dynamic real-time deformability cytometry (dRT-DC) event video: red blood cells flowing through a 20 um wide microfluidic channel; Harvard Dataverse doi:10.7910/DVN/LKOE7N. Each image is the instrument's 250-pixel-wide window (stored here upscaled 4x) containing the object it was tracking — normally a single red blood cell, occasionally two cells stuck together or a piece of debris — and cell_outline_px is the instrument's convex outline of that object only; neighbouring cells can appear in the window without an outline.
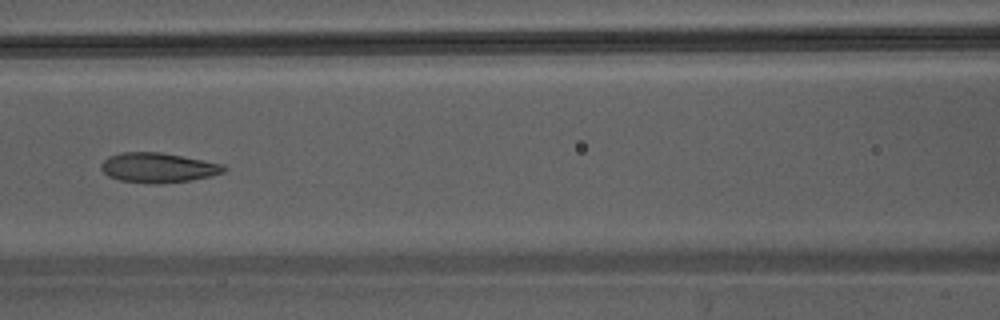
{"species": "Egyptian fruit bat (a non-hibernating species)", "species_latin": "Rousettus aegyptiacus", "temperature_condition": "warm", "stored_images_in_passage": 46, "camera_frame_rate_fps": 3000, "um_per_image_px": 0.085, "animal": {"sex": "male"}, "frame": {"image": 1, "passage_image": 22, "time_ms": 7.0, "image_size_px": [1000, 320], "cell_outline_px": [[228, 168], [224, 172], [192, 180], [156, 184], [152, 184], [120, 180], [108, 176], [100, 168], [100, 164], [108, 156], [120, 152], [160, 152], [224, 164]], "centroid_in_image_um": [13.42, 14.25], "position_along_channel_um": 153.2, "area_um2": 21.33}}
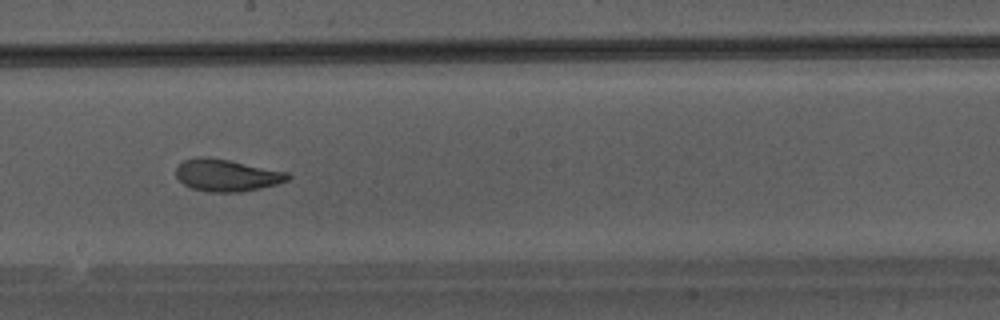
{"frame": {"image": 2, "passage_image": 27, "time_ms": 8.667, "image_size_px": [1000, 320], "cell_outline_px": [[292, 176], [288, 180], [276, 184], [260, 188], [240, 192], [208, 192], [192, 188], [184, 184], [176, 176], [176, 168], [184, 160], [200, 156], [204, 156], [228, 160], [288, 172]], "centroid_in_image_um": [19.27, 14.9], "position_along_channel_um": 228.9, "area_um2": 20.75}}
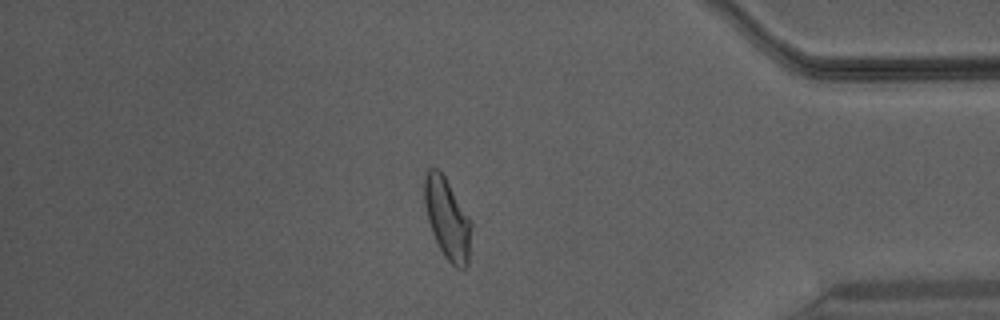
{"frame": {"image": 3, "passage_image": 40, "time_ms": 13.0, "image_size_px": [1000, 320], "cell_outline_px": [[472, 228], [468, 264], [464, 268], [456, 268], [444, 256], [432, 232], [428, 220], [424, 204], [424, 176], [428, 168], [436, 168], [444, 176], [472, 220]], "centroid_in_image_um": [38.03, 18.59], "position_along_channel_um": 397.2, "area_um2": 22.14}}